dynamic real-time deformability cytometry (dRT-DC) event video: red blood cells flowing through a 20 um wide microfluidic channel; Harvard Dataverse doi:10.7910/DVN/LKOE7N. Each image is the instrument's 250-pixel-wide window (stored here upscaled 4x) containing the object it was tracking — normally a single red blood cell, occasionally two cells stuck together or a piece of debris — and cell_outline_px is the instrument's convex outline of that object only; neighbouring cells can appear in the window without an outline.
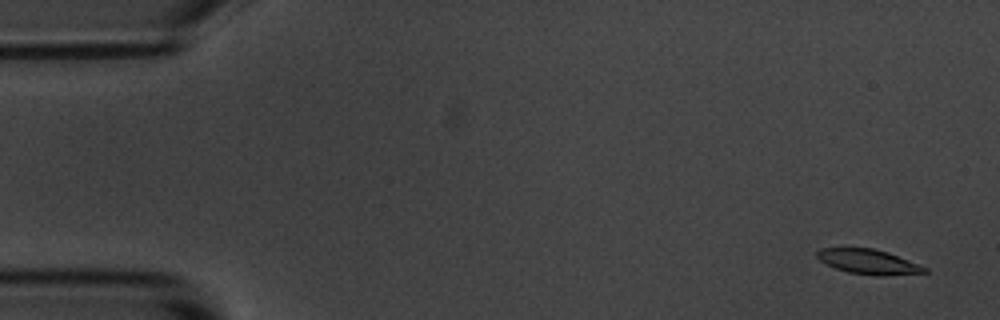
{"species": "common noctule bat (a hibernating species)", "species_latin": "Nyctalus noctula", "temperature_condition": "room temperature", "stored_images_in_passage": 5, "camera_frame_rate_fps": 3000, "um_per_image_px": 0.085, "animal": {"sex": "male", "body_mass_g": 20.1, "forearm_length_mm": 53.5}, "frame": {"image": 1, "passage_image": 1, "time_ms": 0.0, "image_size_px": [1000, 320], "cell_outline_px": [[928, 272], [880, 276], [876, 276], [848, 272], [836, 268], [820, 260], [816, 256], [816, 252], [820, 248], [872, 248], [888, 252], [920, 264], [928, 268]], "centroid_in_image_um": [73.84, 22.24], "position_along_channel_um": 11.2, "area_um2": 15.49}}
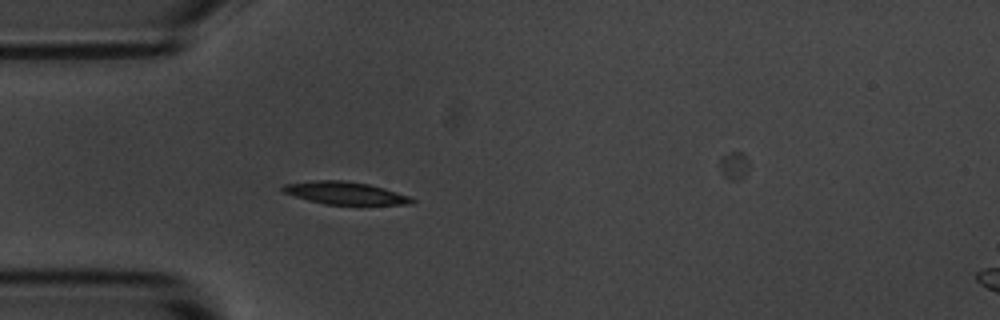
{"frame": {"image": 2, "passage_image": 4, "time_ms": 4.333, "image_size_px": [1000, 320], "cell_outline_px": [[416, 200], [412, 204], [324, 204], [308, 200], [284, 192], [280, 188], [284, 184], [316, 180], [344, 180], [368, 184], [384, 188], [408, 196]], "centroid_in_image_um": [29.32, 16.4], "position_along_channel_um": 55.7, "area_um2": 16.7}}